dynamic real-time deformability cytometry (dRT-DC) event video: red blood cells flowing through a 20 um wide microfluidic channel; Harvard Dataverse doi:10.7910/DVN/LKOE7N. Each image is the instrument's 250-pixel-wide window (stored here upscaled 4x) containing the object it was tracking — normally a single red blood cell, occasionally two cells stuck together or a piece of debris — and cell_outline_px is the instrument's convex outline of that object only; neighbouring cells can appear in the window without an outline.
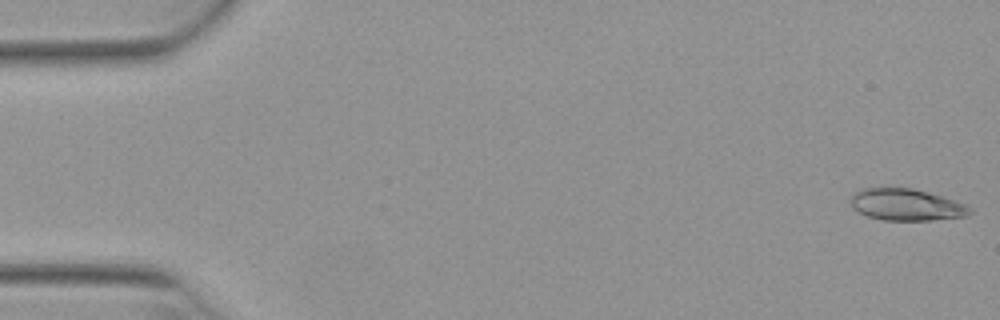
{"species": "Egyptian fruit bat (a non-hibernating species)", "species_latin": "Rousettus aegyptiacus", "temperature_condition": "warm", "stored_images_in_passage": 51, "camera_frame_rate_fps": 3000, "um_per_image_px": 0.085, "animal": {"sex": "female"}, "frame": {"image": 1, "passage_image": 1, "time_ms": 0.0, "image_size_px": [1000, 320], "cell_outline_px": [[972, 212], [968, 216], [932, 220], [884, 220], [868, 216], [860, 212], [848, 200], [860, 188], [912, 188], [940, 196], [964, 204], [972, 208]], "centroid_in_image_um": [77.04, 17.4], "position_along_channel_um": 8.0, "area_um2": 21.73}}
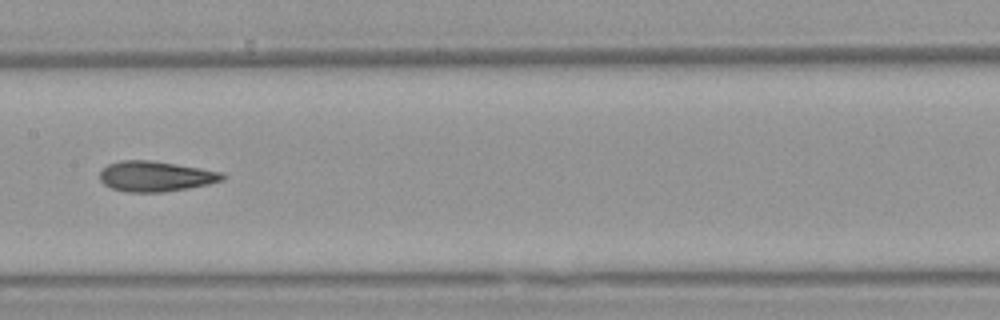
{"frame": {"image": 2, "passage_image": 26, "time_ms": 8.333, "image_size_px": [1000, 320], "cell_outline_px": [[228, 176], [224, 180], [208, 184], [188, 188], [164, 192], [128, 192], [112, 188], [104, 184], [100, 180], [100, 168], [108, 164], [120, 160], [148, 160], [224, 172]], "centroid_in_image_um": [13.22, 14.99], "position_along_channel_um": 194.2, "area_um2": 21.73}}
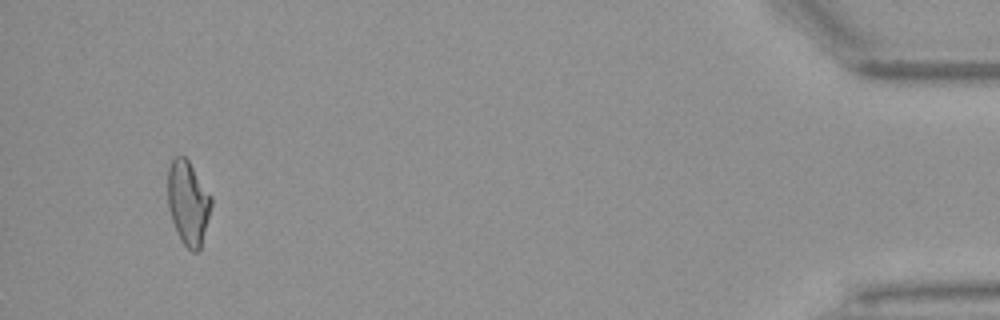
{"frame": {"image": 3, "passage_image": 49, "time_ms": 16.0, "image_size_px": [1000, 320], "cell_outline_px": [[212, 204], [200, 248], [196, 252], [192, 252], [180, 240], [172, 220], [168, 208], [168, 168], [172, 160], [176, 156], [184, 156], [188, 160], [212, 196]], "centroid_in_image_um": [15.98, 17.23], "position_along_channel_um": 419.2, "area_um2": 21.15}, "authors_computed_cell_mechanics": {"area_um2": 21.6172, "velocity_mm_per_s": 3.947, "shape_relaxation_time_tau1_ms": null, "shape_relaxation_time_tau2_ms": 2.3627, "deformation_change_tau1": null, "deformation_change_tau2": 0.1055}}